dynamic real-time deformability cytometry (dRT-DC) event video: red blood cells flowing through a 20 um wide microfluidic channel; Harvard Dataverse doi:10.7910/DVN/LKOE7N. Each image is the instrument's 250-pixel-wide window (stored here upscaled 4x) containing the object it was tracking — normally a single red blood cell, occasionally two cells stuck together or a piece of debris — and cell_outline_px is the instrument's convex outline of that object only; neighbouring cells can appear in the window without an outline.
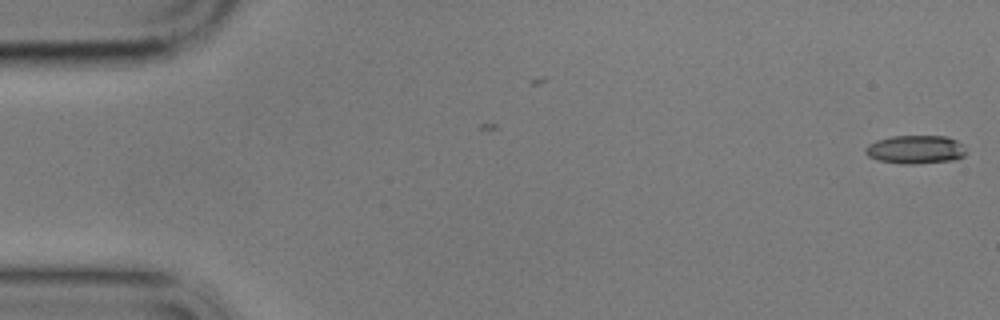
{"species": "common noctule bat (a hibernating species)", "species_latin": "Nyctalus noctula", "temperature_condition": "cold", "stored_images_in_passage": 2, "camera_frame_rate_fps": 3000, "um_per_image_px": 0.085, "animal": {"sex": "male", "body_mass_g": 17.9}, "frame": {"image": 1, "passage_image": 1, "time_ms": 0.0, "image_size_px": [1000, 320], "cell_outline_px": [[968, 152], [964, 156], [956, 160], [912, 164], [904, 164], [876, 160], [868, 156], [864, 152], [864, 148], [868, 144], [876, 140], [892, 136], [948, 136], [956, 140]], "centroid_in_image_um": [77.8, 12.71], "position_along_channel_um": 7.2, "area_um2": 16.88}}